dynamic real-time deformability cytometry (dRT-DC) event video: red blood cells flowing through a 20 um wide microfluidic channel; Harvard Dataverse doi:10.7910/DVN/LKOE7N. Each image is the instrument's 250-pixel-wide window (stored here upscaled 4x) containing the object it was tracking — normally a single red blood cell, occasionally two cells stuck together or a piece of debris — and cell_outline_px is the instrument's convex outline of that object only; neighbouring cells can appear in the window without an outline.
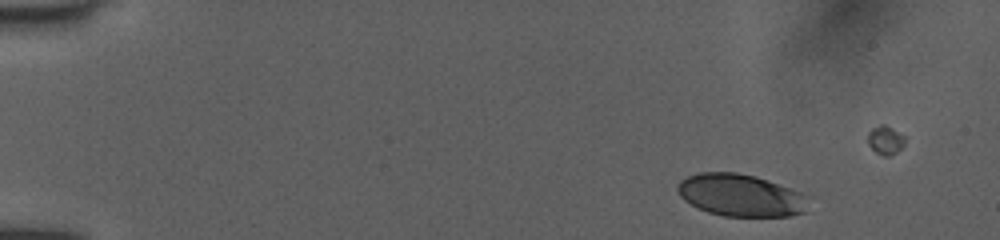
{"species": "human", "species_latin": "Homo sapiens", "temperature_condition": "room temperature", "stored_images_in_passage": 15, "camera_frame_rate_fps": 3000, "um_per_image_px": 0.085, "donor": {"sex": "female"}, "frame": {"image": 1, "passage_image": 1, "time_ms": 0.0, "image_size_px": [1000, 240], "cell_outline_px": [[812, 196], [804, 212], [792, 216], [724, 216], [708, 212], [684, 200], [680, 196], [676, 188], [676, 184], [680, 180], [688, 176], [700, 172], [736, 172], [752, 176]], "centroid_in_image_um": [62.95, 16.6], "position_along_channel_um": 22.0, "area_um2": 32.08}}
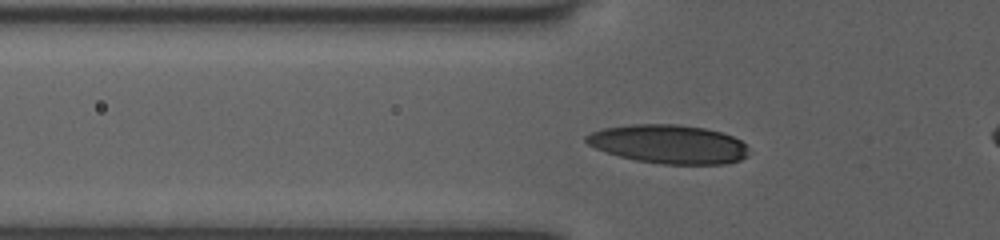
{"frame": {"image": 2, "passage_image": 13, "time_ms": 4.0, "image_size_px": [1000, 240], "cell_outline_px": [[748, 156], [740, 160], [724, 164], [664, 164], [636, 160], [620, 156], [596, 148], [588, 144], [584, 140], [584, 136], [592, 132], [604, 128], [632, 124], [676, 124], [704, 128], [720, 132], [732, 136], [740, 140], [748, 148]], "centroid_in_image_um": [56.85, 12.25], "position_along_channel_um": 69.0, "area_um2": 36.53}}